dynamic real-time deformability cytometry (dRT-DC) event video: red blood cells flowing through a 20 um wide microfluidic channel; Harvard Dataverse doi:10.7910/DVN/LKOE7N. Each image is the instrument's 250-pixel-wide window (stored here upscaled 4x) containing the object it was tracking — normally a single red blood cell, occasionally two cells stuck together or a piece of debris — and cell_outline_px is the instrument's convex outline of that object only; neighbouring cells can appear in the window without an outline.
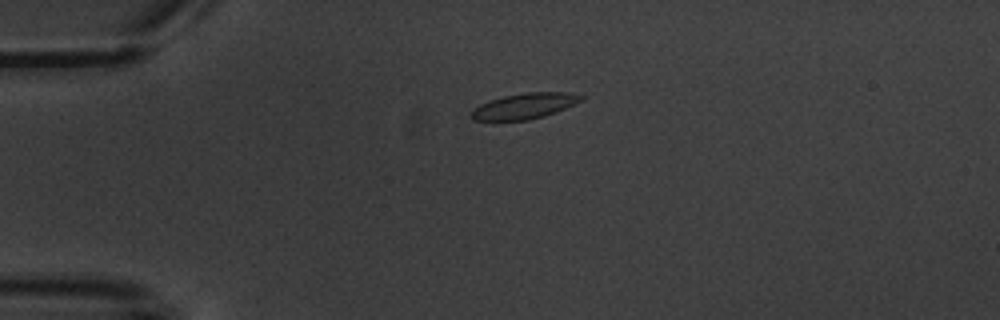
{"species": "common noctule bat (a hibernating species)", "species_latin": "Nyctalus noctula", "temperature_condition": "warm", "stored_images_in_passage": 2, "camera_frame_rate_fps": 3000, "um_per_image_px": 0.085, "animal": {"sex": "male", "body_mass_g": 20.1, "forearm_length_mm": 53.5}, "frame": {"image": 1, "passage_image": 1, "time_ms": 0.0, "image_size_px": [1000, 320], "cell_outline_px": [[584, 96], [580, 100], [556, 112], [544, 116], [528, 120], [472, 120], [468, 116], [472, 108], [488, 100], [504, 96], [528, 92], [564, 92]], "centroid_in_image_um": [44.47, 9.02], "position_along_channel_um": 40.5, "area_um2": 16.3}}